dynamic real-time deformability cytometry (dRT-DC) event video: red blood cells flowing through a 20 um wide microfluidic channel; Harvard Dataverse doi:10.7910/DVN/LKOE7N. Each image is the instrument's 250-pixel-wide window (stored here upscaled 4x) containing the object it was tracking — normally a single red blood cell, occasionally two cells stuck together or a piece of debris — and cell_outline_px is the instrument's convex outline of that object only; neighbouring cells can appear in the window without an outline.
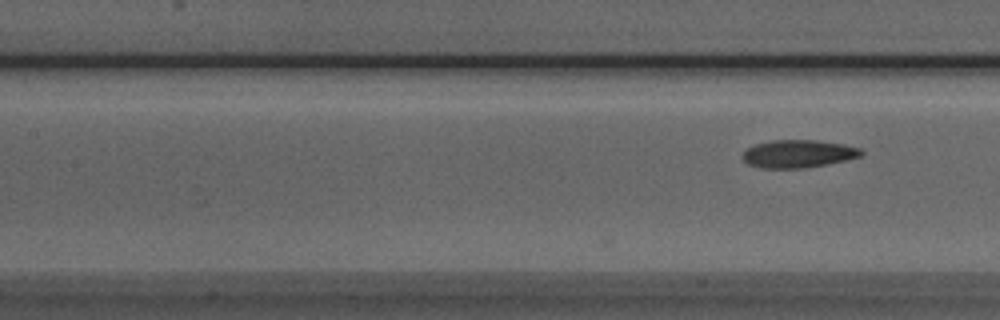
{"species": "Egyptian fruit bat (a non-hibernating species)", "species_latin": "Rousettus aegyptiacus", "temperature_condition": "room temperature", "stored_images_in_passage": 11, "camera_frame_rate_fps": 3000, "um_per_image_px": 0.085, "animal": {"sex": "male"}, "frame": {"image": 1, "passage_image": 11, "time_ms": 3.333, "image_size_px": [1000, 320], "cell_outline_px": [[864, 156], [804, 168], [760, 168], [748, 164], [740, 156], [748, 148], [756, 144], [772, 140], [816, 140], [844, 144], [860, 148], [864, 152]], "centroid_in_image_um": [67.85, 13.07], "position_along_channel_um": 139.5, "area_um2": 19.19}}